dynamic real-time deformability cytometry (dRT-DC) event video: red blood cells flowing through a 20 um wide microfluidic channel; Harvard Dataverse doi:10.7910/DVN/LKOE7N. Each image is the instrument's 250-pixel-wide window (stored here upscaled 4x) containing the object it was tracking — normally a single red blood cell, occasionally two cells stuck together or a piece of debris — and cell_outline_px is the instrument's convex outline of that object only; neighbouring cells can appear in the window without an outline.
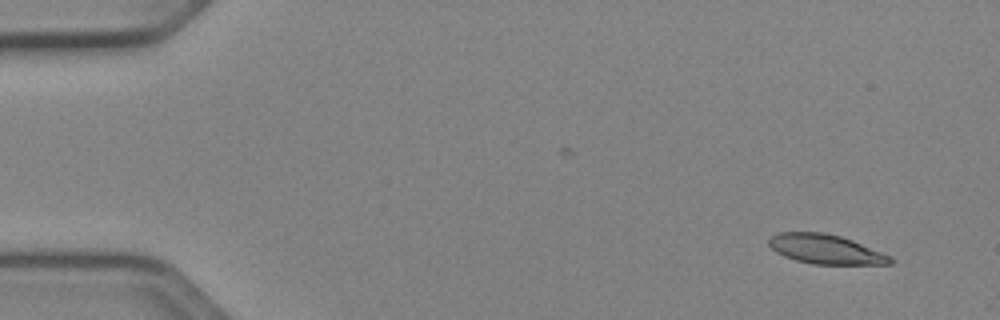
{"species": "Egyptian fruit bat (a non-hibernating species)", "species_latin": "Rousettus aegyptiacus", "temperature_condition": "cold", "stored_images_in_passage": 4, "camera_frame_rate_fps": 3000, "um_per_image_px": 0.085, "animal": {"sex": "female"}, "frame": {"image": 1, "passage_image": 1, "time_ms": 0.0, "image_size_px": [1000, 320], "cell_outline_px": [[892, 264], [812, 264], [796, 260], [784, 256], [776, 252], [768, 244], [768, 240], [772, 236], [780, 232], [824, 232], [840, 236], [852, 240], [892, 256]], "centroid_in_image_um": [70.17, 21.18], "position_along_channel_um": 14.8, "area_um2": 20.75}}